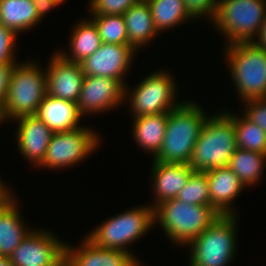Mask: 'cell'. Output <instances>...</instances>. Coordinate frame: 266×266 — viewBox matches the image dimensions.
Masks as SVG:
<instances>
[{
  "label": "cell",
  "instance_id": "8fae6325",
  "mask_svg": "<svg viewBox=\"0 0 266 266\" xmlns=\"http://www.w3.org/2000/svg\"><path fill=\"white\" fill-rule=\"evenodd\" d=\"M46 230L32 228L9 257L13 266H64L65 242Z\"/></svg>",
  "mask_w": 266,
  "mask_h": 266
},
{
  "label": "cell",
  "instance_id": "f1b7e54d",
  "mask_svg": "<svg viewBox=\"0 0 266 266\" xmlns=\"http://www.w3.org/2000/svg\"><path fill=\"white\" fill-rule=\"evenodd\" d=\"M176 199L189 205H210L208 178L205 172L193 171Z\"/></svg>",
  "mask_w": 266,
  "mask_h": 266
},
{
  "label": "cell",
  "instance_id": "2e32d148",
  "mask_svg": "<svg viewBox=\"0 0 266 266\" xmlns=\"http://www.w3.org/2000/svg\"><path fill=\"white\" fill-rule=\"evenodd\" d=\"M18 122L16 143L21 156L39 167L54 133L36 114L15 119Z\"/></svg>",
  "mask_w": 266,
  "mask_h": 266
},
{
  "label": "cell",
  "instance_id": "ffe728a7",
  "mask_svg": "<svg viewBox=\"0 0 266 266\" xmlns=\"http://www.w3.org/2000/svg\"><path fill=\"white\" fill-rule=\"evenodd\" d=\"M14 195L0 204V256L10 257L14 249L32 230L25 225V220L18 211Z\"/></svg>",
  "mask_w": 266,
  "mask_h": 266
},
{
  "label": "cell",
  "instance_id": "d6986e66",
  "mask_svg": "<svg viewBox=\"0 0 266 266\" xmlns=\"http://www.w3.org/2000/svg\"><path fill=\"white\" fill-rule=\"evenodd\" d=\"M36 115L55 133L77 129L83 118L77 104L46 95L39 105Z\"/></svg>",
  "mask_w": 266,
  "mask_h": 266
},
{
  "label": "cell",
  "instance_id": "277c9868",
  "mask_svg": "<svg viewBox=\"0 0 266 266\" xmlns=\"http://www.w3.org/2000/svg\"><path fill=\"white\" fill-rule=\"evenodd\" d=\"M237 148L233 121L223 111L215 113L203 125L188 164L197 172L228 166Z\"/></svg>",
  "mask_w": 266,
  "mask_h": 266
},
{
  "label": "cell",
  "instance_id": "ac0fdd59",
  "mask_svg": "<svg viewBox=\"0 0 266 266\" xmlns=\"http://www.w3.org/2000/svg\"><path fill=\"white\" fill-rule=\"evenodd\" d=\"M208 178L210 205L220 215H236L232 202L246 188L228 167H218L205 172Z\"/></svg>",
  "mask_w": 266,
  "mask_h": 266
},
{
  "label": "cell",
  "instance_id": "74e56055",
  "mask_svg": "<svg viewBox=\"0 0 266 266\" xmlns=\"http://www.w3.org/2000/svg\"><path fill=\"white\" fill-rule=\"evenodd\" d=\"M0 266H13V263L10 261L9 257L0 256Z\"/></svg>",
  "mask_w": 266,
  "mask_h": 266
},
{
  "label": "cell",
  "instance_id": "4316f807",
  "mask_svg": "<svg viewBox=\"0 0 266 266\" xmlns=\"http://www.w3.org/2000/svg\"><path fill=\"white\" fill-rule=\"evenodd\" d=\"M221 111L234 123L238 148L266 154V132L264 130L250 121L244 114L239 117L232 111Z\"/></svg>",
  "mask_w": 266,
  "mask_h": 266
},
{
  "label": "cell",
  "instance_id": "30bf717a",
  "mask_svg": "<svg viewBox=\"0 0 266 266\" xmlns=\"http://www.w3.org/2000/svg\"><path fill=\"white\" fill-rule=\"evenodd\" d=\"M100 136L93 128L82 126L52 134L46 156L39 166L57 170L76 166L100 146Z\"/></svg>",
  "mask_w": 266,
  "mask_h": 266
},
{
  "label": "cell",
  "instance_id": "4dcf8cb0",
  "mask_svg": "<svg viewBox=\"0 0 266 266\" xmlns=\"http://www.w3.org/2000/svg\"><path fill=\"white\" fill-rule=\"evenodd\" d=\"M18 34L0 23V64L17 63L15 59Z\"/></svg>",
  "mask_w": 266,
  "mask_h": 266
},
{
  "label": "cell",
  "instance_id": "e575fe53",
  "mask_svg": "<svg viewBox=\"0 0 266 266\" xmlns=\"http://www.w3.org/2000/svg\"><path fill=\"white\" fill-rule=\"evenodd\" d=\"M64 1L66 0H34L38 18L42 20L46 13L48 14L50 10L61 5Z\"/></svg>",
  "mask_w": 266,
  "mask_h": 266
},
{
  "label": "cell",
  "instance_id": "603a6c76",
  "mask_svg": "<svg viewBox=\"0 0 266 266\" xmlns=\"http://www.w3.org/2000/svg\"><path fill=\"white\" fill-rule=\"evenodd\" d=\"M168 113L151 114L134 117L133 139L137 145L152 154L153 158L159 153L168 123Z\"/></svg>",
  "mask_w": 266,
  "mask_h": 266
},
{
  "label": "cell",
  "instance_id": "9c48e42d",
  "mask_svg": "<svg viewBox=\"0 0 266 266\" xmlns=\"http://www.w3.org/2000/svg\"><path fill=\"white\" fill-rule=\"evenodd\" d=\"M156 71L148 74L131 90L124 86V100H128L125 103H129L133 118L168 113L182 103L176 101L178 90L173 76L164 70Z\"/></svg>",
  "mask_w": 266,
  "mask_h": 266
},
{
  "label": "cell",
  "instance_id": "4fadbf2b",
  "mask_svg": "<svg viewBox=\"0 0 266 266\" xmlns=\"http://www.w3.org/2000/svg\"><path fill=\"white\" fill-rule=\"evenodd\" d=\"M124 101V85L120 81L109 77L84 76L76 104L83 117L110 111Z\"/></svg>",
  "mask_w": 266,
  "mask_h": 266
},
{
  "label": "cell",
  "instance_id": "d4e9b609",
  "mask_svg": "<svg viewBox=\"0 0 266 266\" xmlns=\"http://www.w3.org/2000/svg\"><path fill=\"white\" fill-rule=\"evenodd\" d=\"M266 154L237 148L230 158L228 167L247 186L257 185L266 164Z\"/></svg>",
  "mask_w": 266,
  "mask_h": 266
},
{
  "label": "cell",
  "instance_id": "8992f818",
  "mask_svg": "<svg viewBox=\"0 0 266 266\" xmlns=\"http://www.w3.org/2000/svg\"><path fill=\"white\" fill-rule=\"evenodd\" d=\"M152 226L153 207L139 205L111 216L88 233L86 238L100 248L124 250L137 259L127 246L146 235L151 228L153 229Z\"/></svg>",
  "mask_w": 266,
  "mask_h": 266
},
{
  "label": "cell",
  "instance_id": "1f68e13d",
  "mask_svg": "<svg viewBox=\"0 0 266 266\" xmlns=\"http://www.w3.org/2000/svg\"><path fill=\"white\" fill-rule=\"evenodd\" d=\"M242 104L243 114L266 132V98L249 99Z\"/></svg>",
  "mask_w": 266,
  "mask_h": 266
},
{
  "label": "cell",
  "instance_id": "44dd1931",
  "mask_svg": "<svg viewBox=\"0 0 266 266\" xmlns=\"http://www.w3.org/2000/svg\"><path fill=\"white\" fill-rule=\"evenodd\" d=\"M123 16L127 29L128 45L137 53L142 46L151 44L150 40L159 34L154 26L151 9L146 0H139Z\"/></svg>",
  "mask_w": 266,
  "mask_h": 266
},
{
  "label": "cell",
  "instance_id": "9a60e30c",
  "mask_svg": "<svg viewBox=\"0 0 266 266\" xmlns=\"http://www.w3.org/2000/svg\"><path fill=\"white\" fill-rule=\"evenodd\" d=\"M79 245L74 247L65 243L64 266H142L131 253L100 248L85 236Z\"/></svg>",
  "mask_w": 266,
  "mask_h": 266
},
{
  "label": "cell",
  "instance_id": "3957f363",
  "mask_svg": "<svg viewBox=\"0 0 266 266\" xmlns=\"http://www.w3.org/2000/svg\"><path fill=\"white\" fill-rule=\"evenodd\" d=\"M43 70L30 59L15 64L5 101L0 107L1 122L37 113L47 95V76Z\"/></svg>",
  "mask_w": 266,
  "mask_h": 266
},
{
  "label": "cell",
  "instance_id": "e0dca14e",
  "mask_svg": "<svg viewBox=\"0 0 266 266\" xmlns=\"http://www.w3.org/2000/svg\"><path fill=\"white\" fill-rule=\"evenodd\" d=\"M152 163L151 185L155 198L150 205L154 208L163 201L175 199L194 170L185 163Z\"/></svg>",
  "mask_w": 266,
  "mask_h": 266
},
{
  "label": "cell",
  "instance_id": "5bb4252c",
  "mask_svg": "<svg viewBox=\"0 0 266 266\" xmlns=\"http://www.w3.org/2000/svg\"><path fill=\"white\" fill-rule=\"evenodd\" d=\"M46 68L47 94L77 103L84 81L81 64L65 60L56 51Z\"/></svg>",
  "mask_w": 266,
  "mask_h": 266
},
{
  "label": "cell",
  "instance_id": "8d00e7d4",
  "mask_svg": "<svg viewBox=\"0 0 266 266\" xmlns=\"http://www.w3.org/2000/svg\"><path fill=\"white\" fill-rule=\"evenodd\" d=\"M7 186L0 177V204L7 202L14 195L12 189H9Z\"/></svg>",
  "mask_w": 266,
  "mask_h": 266
},
{
  "label": "cell",
  "instance_id": "52a82bcc",
  "mask_svg": "<svg viewBox=\"0 0 266 266\" xmlns=\"http://www.w3.org/2000/svg\"><path fill=\"white\" fill-rule=\"evenodd\" d=\"M238 215H220L190 247L189 266H229L236 255Z\"/></svg>",
  "mask_w": 266,
  "mask_h": 266
},
{
  "label": "cell",
  "instance_id": "836d02e7",
  "mask_svg": "<svg viewBox=\"0 0 266 266\" xmlns=\"http://www.w3.org/2000/svg\"><path fill=\"white\" fill-rule=\"evenodd\" d=\"M16 63H2L0 64V107L3 105L11 77L12 70Z\"/></svg>",
  "mask_w": 266,
  "mask_h": 266
},
{
  "label": "cell",
  "instance_id": "d6a6232c",
  "mask_svg": "<svg viewBox=\"0 0 266 266\" xmlns=\"http://www.w3.org/2000/svg\"><path fill=\"white\" fill-rule=\"evenodd\" d=\"M185 4V8L188 14L193 18H201L207 17L206 20L214 19L216 8H217V0H183Z\"/></svg>",
  "mask_w": 266,
  "mask_h": 266
},
{
  "label": "cell",
  "instance_id": "cb8c5ba5",
  "mask_svg": "<svg viewBox=\"0 0 266 266\" xmlns=\"http://www.w3.org/2000/svg\"><path fill=\"white\" fill-rule=\"evenodd\" d=\"M34 0H0V23L16 33L40 23Z\"/></svg>",
  "mask_w": 266,
  "mask_h": 266
},
{
  "label": "cell",
  "instance_id": "7402d4cb",
  "mask_svg": "<svg viewBox=\"0 0 266 266\" xmlns=\"http://www.w3.org/2000/svg\"><path fill=\"white\" fill-rule=\"evenodd\" d=\"M72 29L69 39V53L71 54L65 52V49L57 52L65 60L80 64L101 47L102 41L98 28L91 19H82Z\"/></svg>",
  "mask_w": 266,
  "mask_h": 266
},
{
  "label": "cell",
  "instance_id": "5b68a950",
  "mask_svg": "<svg viewBox=\"0 0 266 266\" xmlns=\"http://www.w3.org/2000/svg\"><path fill=\"white\" fill-rule=\"evenodd\" d=\"M224 49L230 77L241 103L266 98V52L253 42L225 45Z\"/></svg>",
  "mask_w": 266,
  "mask_h": 266
},
{
  "label": "cell",
  "instance_id": "d590c367",
  "mask_svg": "<svg viewBox=\"0 0 266 266\" xmlns=\"http://www.w3.org/2000/svg\"><path fill=\"white\" fill-rule=\"evenodd\" d=\"M258 48L263 49L266 52V15L260 25V29L256 38L252 41Z\"/></svg>",
  "mask_w": 266,
  "mask_h": 266
},
{
  "label": "cell",
  "instance_id": "f546056e",
  "mask_svg": "<svg viewBox=\"0 0 266 266\" xmlns=\"http://www.w3.org/2000/svg\"><path fill=\"white\" fill-rule=\"evenodd\" d=\"M139 0H89L91 16L123 15Z\"/></svg>",
  "mask_w": 266,
  "mask_h": 266
},
{
  "label": "cell",
  "instance_id": "7a4b0ae2",
  "mask_svg": "<svg viewBox=\"0 0 266 266\" xmlns=\"http://www.w3.org/2000/svg\"><path fill=\"white\" fill-rule=\"evenodd\" d=\"M219 216L212 206L189 205L176 198L153 208L154 226L160 224L167 238L181 247L200 236Z\"/></svg>",
  "mask_w": 266,
  "mask_h": 266
},
{
  "label": "cell",
  "instance_id": "7c38bea8",
  "mask_svg": "<svg viewBox=\"0 0 266 266\" xmlns=\"http://www.w3.org/2000/svg\"><path fill=\"white\" fill-rule=\"evenodd\" d=\"M136 51L130 45L102 43L91 56L82 61L84 76L109 77L127 85L125 75L130 71Z\"/></svg>",
  "mask_w": 266,
  "mask_h": 266
},
{
  "label": "cell",
  "instance_id": "484cf974",
  "mask_svg": "<svg viewBox=\"0 0 266 266\" xmlns=\"http://www.w3.org/2000/svg\"><path fill=\"white\" fill-rule=\"evenodd\" d=\"M150 6L154 26L158 33L174 29L176 25L193 18L188 14L183 0H146Z\"/></svg>",
  "mask_w": 266,
  "mask_h": 266
},
{
  "label": "cell",
  "instance_id": "ba28073f",
  "mask_svg": "<svg viewBox=\"0 0 266 266\" xmlns=\"http://www.w3.org/2000/svg\"><path fill=\"white\" fill-rule=\"evenodd\" d=\"M265 15L266 0H217L212 22L226 37L225 45H231L252 42Z\"/></svg>",
  "mask_w": 266,
  "mask_h": 266
},
{
  "label": "cell",
  "instance_id": "83f0119b",
  "mask_svg": "<svg viewBox=\"0 0 266 266\" xmlns=\"http://www.w3.org/2000/svg\"><path fill=\"white\" fill-rule=\"evenodd\" d=\"M92 18L90 17L98 28L102 43L128 45L127 29L123 15H103L93 16Z\"/></svg>",
  "mask_w": 266,
  "mask_h": 266
},
{
  "label": "cell",
  "instance_id": "6da1fadb",
  "mask_svg": "<svg viewBox=\"0 0 266 266\" xmlns=\"http://www.w3.org/2000/svg\"><path fill=\"white\" fill-rule=\"evenodd\" d=\"M209 116L202 106L185 100L177 108L169 111L162 147L152 160L188 164Z\"/></svg>",
  "mask_w": 266,
  "mask_h": 266
}]
</instances>
